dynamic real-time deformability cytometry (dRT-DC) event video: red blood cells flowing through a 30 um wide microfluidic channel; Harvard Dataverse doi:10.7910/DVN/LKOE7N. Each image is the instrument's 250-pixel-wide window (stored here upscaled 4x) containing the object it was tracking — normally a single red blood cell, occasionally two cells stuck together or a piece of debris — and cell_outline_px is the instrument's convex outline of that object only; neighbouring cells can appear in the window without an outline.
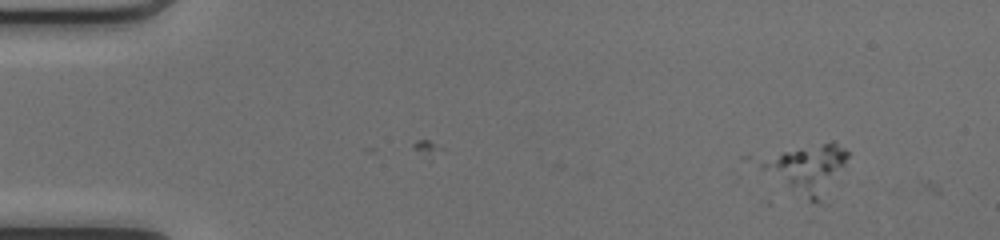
{"species": "common noctule bat (a hibernating species)", "species_latin": "Nyctalus noctula", "temperature_condition": "cold", "stored_images_in_passage": 3, "camera_frame_rate_fps": 3000, "um_per_image_px": 0.085, "animal": {"sex": "female", "body_mass_g": 17.0, "forearm_length_mm": 48.0}, "frame": {"image": 1, "passage_image": 1, "time_ms": 0.0, "image_size_px": [1000, 240], "cell_outline_px": [[848, 156], [828, 204], [812, 204], [740, 156], [832, 140], [844, 148], [848, 152]], "centroid_in_image_um": [68.41, 14.33], "position_along_channel_um": 16.6, "area_um2": 28.03}}